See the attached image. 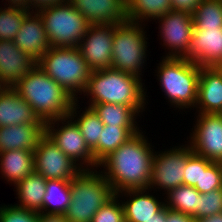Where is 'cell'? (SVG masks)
I'll return each mask as SVG.
<instances>
[{
  "label": "cell",
  "instance_id": "6da1fadb",
  "mask_svg": "<svg viewBox=\"0 0 222 222\" xmlns=\"http://www.w3.org/2000/svg\"><path fill=\"white\" fill-rule=\"evenodd\" d=\"M140 130L105 157L98 167L115 194L128 189H148L154 149Z\"/></svg>",
  "mask_w": 222,
  "mask_h": 222
},
{
  "label": "cell",
  "instance_id": "7a4b0ae2",
  "mask_svg": "<svg viewBox=\"0 0 222 222\" xmlns=\"http://www.w3.org/2000/svg\"><path fill=\"white\" fill-rule=\"evenodd\" d=\"M46 123L69 116L76 101L40 67L30 70L12 87Z\"/></svg>",
  "mask_w": 222,
  "mask_h": 222
},
{
  "label": "cell",
  "instance_id": "3957f363",
  "mask_svg": "<svg viewBox=\"0 0 222 222\" xmlns=\"http://www.w3.org/2000/svg\"><path fill=\"white\" fill-rule=\"evenodd\" d=\"M142 77L107 68L91 71L84 96H90L88 107L94 104L112 103L129 107H145L146 90ZM86 93V94H85Z\"/></svg>",
  "mask_w": 222,
  "mask_h": 222
},
{
  "label": "cell",
  "instance_id": "277c9868",
  "mask_svg": "<svg viewBox=\"0 0 222 222\" xmlns=\"http://www.w3.org/2000/svg\"><path fill=\"white\" fill-rule=\"evenodd\" d=\"M71 203L64 214L68 222H91L96 212L115 196L111 185L95 169H82L70 180Z\"/></svg>",
  "mask_w": 222,
  "mask_h": 222
},
{
  "label": "cell",
  "instance_id": "5b68a950",
  "mask_svg": "<svg viewBox=\"0 0 222 222\" xmlns=\"http://www.w3.org/2000/svg\"><path fill=\"white\" fill-rule=\"evenodd\" d=\"M157 67L159 84L170 104L179 109L195 108L201 66L186 58L163 57Z\"/></svg>",
  "mask_w": 222,
  "mask_h": 222
},
{
  "label": "cell",
  "instance_id": "8992f818",
  "mask_svg": "<svg viewBox=\"0 0 222 222\" xmlns=\"http://www.w3.org/2000/svg\"><path fill=\"white\" fill-rule=\"evenodd\" d=\"M37 66L75 100L86 88L91 73L77 47H50L38 60Z\"/></svg>",
  "mask_w": 222,
  "mask_h": 222
},
{
  "label": "cell",
  "instance_id": "52a82bcc",
  "mask_svg": "<svg viewBox=\"0 0 222 222\" xmlns=\"http://www.w3.org/2000/svg\"><path fill=\"white\" fill-rule=\"evenodd\" d=\"M51 47H78L90 24L68 1L38 12Z\"/></svg>",
  "mask_w": 222,
  "mask_h": 222
},
{
  "label": "cell",
  "instance_id": "ba28073f",
  "mask_svg": "<svg viewBox=\"0 0 222 222\" xmlns=\"http://www.w3.org/2000/svg\"><path fill=\"white\" fill-rule=\"evenodd\" d=\"M143 28L141 23L129 20L115 24L111 68L141 77L148 51Z\"/></svg>",
  "mask_w": 222,
  "mask_h": 222
},
{
  "label": "cell",
  "instance_id": "9c48e42d",
  "mask_svg": "<svg viewBox=\"0 0 222 222\" xmlns=\"http://www.w3.org/2000/svg\"><path fill=\"white\" fill-rule=\"evenodd\" d=\"M59 122L62 126L59 125ZM56 124L58 126H55ZM59 126L60 128H58ZM45 134L82 169H97L99 166L94 160V155L87 146L80 128L70 116L46 122Z\"/></svg>",
  "mask_w": 222,
  "mask_h": 222
},
{
  "label": "cell",
  "instance_id": "30bf717a",
  "mask_svg": "<svg viewBox=\"0 0 222 222\" xmlns=\"http://www.w3.org/2000/svg\"><path fill=\"white\" fill-rule=\"evenodd\" d=\"M192 153L189 144L172 147L164 152L155 151L149 189L161 188L168 194L174 188L183 185L185 165Z\"/></svg>",
  "mask_w": 222,
  "mask_h": 222
},
{
  "label": "cell",
  "instance_id": "8fae6325",
  "mask_svg": "<svg viewBox=\"0 0 222 222\" xmlns=\"http://www.w3.org/2000/svg\"><path fill=\"white\" fill-rule=\"evenodd\" d=\"M35 172L46 180H71L82 168L44 134L34 150Z\"/></svg>",
  "mask_w": 222,
  "mask_h": 222
},
{
  "label": "cell",
  "instance_id": "7c38bea8",
  "mask_svg": "<svg viewBox=\"0 0 222 222\" xmlns=\"http://www.w3.org/2000/svg\"><path fill=\"white\" fill-rule=\"evenodd\" d=\"M188 142L194 153L214 163L222 161V115L198 113Z\"/></svg>",
  "mask_w": 222,
  "mask_h": 222
},
{
  "label": "cell",
  "instance_id": "4fadbf2b",
  "mask_svg": "<svg viewBox=\"0 0 222 222\" xmlns=\"http://www.w3.org/2000/svg\"><path fill=\"white\" fill-rule=\"evenodd\" d=\"M158 20L163 45L169 49L165 58H186L194 26L192 14L170 10Z\"/></svg>",
  "mask_w": 222,
  "mask_h": 222
},
{
  "label": "cell",
  "instance_id": "5bb4252c",
  "mask_svg": "<svg viewBox=\"0 0 222 222\" xmlns=\"http://www.w3.org/2000/svg\"><path fill=\"white\" fill-rule=\"evenodd\" d=\"M115 24L90 25L78 45L91 71L110 68Z\"/></svg>",
  "mask_w": 222,
  "mask_h": 222
},
{
  "label": "cell",
  "instance_id": "9a60e30c",
  "mask_svg": "<svg viewBox=\"0 0 222 222\" xmlns=\"http://www.w3.org/2000/svg\"><path fill=\"white\" fill-rule=\"evenodd\" d=\"M186 59L201 67L222 64V28L199 30L193 26Z\"/></svg>",
  "mask_w": 222,
  "mask_h": 222
},
{
  "label": "cell",
  "instance_id": "2e32d148",
  "mask_svg": "<svg viewBox=\"0 0 222 222\" xmlns=\"http://www.w3.org/2000/svg\"><path fill=\"white\" fill-rule=\"evenodd\" d=\"M38 61L20 50L11 40H0V84L13 87Z\"/></svg>",
  "mask_w": 222,
  "mask_h": 222
},
{
  "label": "cell",
  "instance_id": "e0dca14e",
  "mask_svg": "<svg viewBox=\"0 0 222 222\" xmlns=\"http://www.w3.org/2000/svg\"><path fill=\"white\" fill-rule=\"evenodd\" d=\"M90 25L120 24L127 20L126 0H67Z\"/></svg>",
  "mask_w": 222,
  "mask_h": 222
},
{
  "label": "cell",
  "instance_id": "ac0fdd59",
  "mask_svg": "<svg viewBox=\"0 0 222 222\" xmlns=\"http://www.w3.org/2000/svg\"><path fill=\"white\" fill-rule=\"evenodd\" d=\"M22 124L45 125L40 117L12 87L0 92V127Z\"/></svg>",
  "mask_w": 222,
  "mask_h": 222
},
{
  "label": "cell",
  "instance_id": "d6986e66",
  "mask_svg": "<svg viewBox=\"0 0 222 222\" xmlns=\"http://www.w3.org/2000/svg\"><path fill=\"white\" fill-rule=\"evenodd\" d=\"M13 42L20 50L30 54L37 61L46 53L51 46L38 12L30 11L25 16Z\"/></svg>",
  "mask_w": 222,
  "mask_h": 222
},
{
  "label": "cell",
  "instance_id": "ffe728a7",
  "mask_svg": "<svg viewBox=\"0 0 222 222\" xmlns=\"http://www.w3.org/2000/svg\"><path fill=\"white\" fill-rule=\"evenodd\" d=\"M195 107L202 114L222 112V71L219 67H201Z\"/></svg>",
  "mask_w": 222,
  "mask_h": 222
},
{
  "label": "cell",
  "instance_id": "44dd1931",
  "mask_svg": "<svg viewBox=\"0 0 222 222\" xmlns=\"http://www.w3.org/2000/svg\"><path fill=\"white\" fill-rule=\"evenodd\" d=\"M149 190V188L128 189L115 194L119 199L123 197V194L124 196L127 195L126 197H132L125 202L120 200L125 222H148L165 205V202H160L154 195L150 194Z\"/></svg>",
  "mask_w": 222,
  "mask_h": 222
},
{
  "label": "cell",
  "instance_id": "7402d4cb",
  "mask_svg": "<svg viewBox=\"0 0 222 222\" xmlns=\"http://www.w3.org/2000/svg\"><path fill=\"white\" fill-rule=\"evenodd\" d=\"M45 134V125H11L0 127V152L9 150L34 151Z\"/></svg>",
  "mask_w": 222,
  "mask_h": 222
},
{
  "label": "cell",
  "instance_id": "603a6c76",
  "mask_svg": "<svg viewBox=\"0 0 222 222\" xmlns=\"http://www.w3.org/2000/svg\"><path fill=\"white\" fill-rule=\"evenodd\" d=\"M0 170L14 185L35 171L34 151L19 149L0 152Z\"/></svg>",
  "mask_w": 222,
  "mask_h": 222
},
{
  "label": "cell",
  "instance_id": "cb8c5ba5",
  "mask_svg": "<svg viewBox=\"0 0 222 222\" xmlns=\"http://www.w3.org/2000/svg\"><path fill=\"white\" fill-rule=\"evenodd\" d=\"M47 180L35 171L20 180L14 186L18 195L19 204L17 207L42 212L43 197L46 193Z\"/></svg>",
  "mask_w": 222,
  "mask_h": 222
},
{
  "label": "cell",
  "instance_id": "d4e9b609",
  "mask_svg": "<svg viewBox=\"0 0 222 222\" xmlns=\"http://www.w3.org/2000/svg\"><path fill=\"white\" fill-rule=\"evenodd\" d=\"M104 125L116 127H138L136 117L145 107H129L122 104L101 103L91 107Z\"/></svg>",
  "mask_w": 222,
  "mask_h": 222
},
{
  "label": "cell",
  "instance_id": "484cf974",
  "mask_svg": "<svg viewBox=\"0 0 222 222\" xmlns=\"http://www.w3.org/2000/svg\"><path fill=\"white\" fill-rule=\"evenodd\" d=\"M71 203L70 180H47L41 214L64 215ZM45 211V212H44Z\"/></svg>",
  "mask_w": 222,
  "mask_h": 222
},
{
  "label": "cell",
  "instance_id": "4316f807",
  "mask_svg": "<svg viewBox=\"0 0 222 222\" xmlns=\"http://www.w3.org/2000/svg\"><path fill=\"white\" fill-rule=\"evenodd\" d=\"M139 131V127H116L104 125L98 144L92 150L94 160L99 164L111 152L118 149Z\"/></svg>",
  "mask_w": 222,
  "mask_h": 222
},
{
  "label": "cell",
  "instance_id": "83f0119b",
  "mask_svg": "<svg viewBox=\"0 0 222 222\" xmlns=\"http://www.w3.org/2000/svg\"><path fill=\"white\" fill-rule=\"evenodd\" d=\"M79 100H76L69 112V116L74 120L77 126L80 128L81 134L85 139V142L89 149L92 151L98 144V140L100 139V134L104 129V124L100 120L99 116L94 112V110L90 107H85V111H83L79 116L77 114V109L79 105L77 104ZM76 114V115H75ZM78 116V117H77ZM77 117V119H76Z\"/></svg>",
  "mask_w": 222,
  "mask_h": 222
},
{
  "label": "cell",
  "instance_id": "f1b7e54d",
  "mask_svg": "<svg viewBox=\"0 0 222 222\" xmlns=\"http://www.w3.org/2000/svg\"><path fill=\"white\" fill-rule=\"evenodd\" d=\"M170 10L171 0H129L127 20L142 24L146 20L160 18Z\"/></svg>",
  "mask_w": 222,
  "mask_h": 222
},
{
  "label": "cell",
  "instance_id": "f546056e",
  "mask_svg": "<svg viewBox=\"0 0 222 222\" xmlns=\"http://www.w3.org/2000/svg\"><path fill=\"white\" fill-rule=\"evenodd\" d=\"M199 196L200 193L194 187L181 185L171 190L164 202L170 210L193 217L198 212Z\"/></svg>",
  "mask_w": 222,
  "mask_h": 222
},
{
  "label": "cell",
  "instance_id": "4dcf8cb0",
  "mask_svg": "<svg viewBox=\"0 0 222 222\" xmlns=\"http://www.w3.org/2000/svg\"><path fill=\"white\" fill-rule=\"evenodd\" d=\"M192 16L199 30L222 28V0H203Z\"/></svg>",
  "mask_w": 222,
  "mask_h": 222
},
{
  "label": "cell",
  "instance_id": "1f68e13d",
  "mask_svg": "<svg viewBox=\"0 0 222 222\" xmlns=\"http://www.w3.org/2000/svg\"><path fill=\"white\" fill-rule=\"evenodd\" d=\"M29 12L17 7L0 8V40L13 41Z\"/></svg>",
  "mask_w": 222,
  "mask_h": 222
},
{
  "label": "cell",
  "instance_id": "d6a6232c",
  "mask_svg": "<svg viewBox=\"0 0 222 222\" xmlns=\"http://www.w3.org/2000/svg\"><path fill=\"white\" fill-rule=\"evenodd\" d=\"M222 212V189L200 194L198 198V212L193 218H205Z\"/></svg>",
  "mask_w": 222,
  "mask_h": 222
},
{
  "label": "cell",
  "instance_id": "836d02e7",
  "mask_svg": "<svg viewBox=\"0 0 222 222\" xmlns=\"http://www.w3.org/2000/svg\"><path fill=\"white\" fill-rule=\"evenodd\" d=\"M212 162L196 153H192L186 162L183 185L200 186L201 169H206Z\"/></svg>",
  "mask_w": 222,
  "mask_h": 222
},
{
  "label": "cell",
  "instance_id": "e575fe53",
  "mask_svg": "<svg viewBox=\"0 0 222 222\" xmlns=\"http://www.w3.org/2000/svg\"><path fill=\"white\" fill-rule=\"evenodd\" d=\"M200 194L222 189V169L219 163L212 162L201 169L200 186L194 187Z\"/></svg>",
  "mask_w": 222,
  "mask_h": 222
},
{
  "label": "cell",
  "instance_id": "d590c367",
  "mask_svg": "<svg viewBox=\"0 0 222 222\" xmlns=\"http://www.w3.org/2000/svg\"><path fill=\"white\" fill-rule=\"evenodd\" d=\"M91 222H125L123 207L115 195L93 216Z\"/></svg>",
  "mask_w": 222,
  "mask_h": 222
},
{
  "label": "cell",
  "instance_id": "8d00e7d4",
  "mask_svg": "<svg viewBox=\"0 0 222 222\" xmlns=\"http://www.w3.org/2000/svg\"><path fill=\"white\" fill-rule=\"evenodd\" d=\"M39 213L17 207L2 205L0 207V222H38Z\"/></svg>",
  "mask_w": 222,
  "mask_h": 222
},
{
  "label": "cell",
  "instance_id": "74e56055",
  "mask_svg": "<svg viewBox=\"0 0 222 222\" xmlns=\"http://www.w3.org/2000/svg\"><path fill=\"white\" fill-rule=\"evenodd\" d=\"M203 0H171L172 10L193 14Z\"/></svg>",
  "mask_w": 222,
  "mask_h": 222
},
{
  "label": "cell",
  "instance_id": "f35d334b",
  "mask_svg": "<svg viewBox=\"0 0 222 222\" xmlns=\"http://www.w3.org/2000/svg\"><path fill=\"white\" fill-rule=\"evenodd\" d=\"M64 1L67 0H28L29 11L32 9L34 12L35 9V12H39L44 8L63 3Z\"/></svg>",
  "mask_w": 222,
  "mask_h": 222
},
{
  "label": "cell",
  "instance_id": "ab89813d",
  "mask_svg": "<svg viewBox=\"0 0 222 222\" xmlns=\"http://www.w3.org/2000/svg\"><path fill=\"white\" fill-rule=\"evenodd\" d=\"M166 222H195V219L190 215L173 211L167 208Z\"/></svg>",
  "mask_w": 222,
  "mask_h": 222
},
{
  "label": "cell",
  "instance_id": "60d3db41",
  "mask_svg": "<svg viewBox=\"0 0 222 222\" xmlns=\"http://www.w3.org/2000/svg\"><path fill=\"white\" fill-rule=\"evenodd\" d=\"M38 222H68L64 215L41 214Z\"/></svg>",
  "mask_w": 222,
  "mask_h": 222
},
{
  "label": "cell",
  "instance_id": "b9f144b4",
  "mask_svg": "<svg viewBox=\"0 0 222 222\" xmlns=\"http://www.w3.org/2000/svg\"><path fill=\"white\" fill-rule=\"evenodd\" d=\"M167 220V207L164 205L156 214L153 219L148 222H166Z\"/></svg>",
  "mask_w": 222,
  "mask_h": 222
},
{
  "label": "cell",
  "instance_id": "7bdbcfd3",
  "mask_svg": "<svg viewBox=\"0 0 222 222\" xmlns=\"http://www.w3.org/2000/svg\"><path fill=\"white\" fill-rule=\"evenodd\" d=\"M6 1H8L9 7H17L29 11L28 0H6Z\"/></svg>",
  "mask_w": 222,
  "mask_h": 222
},
{
  "label": "cell",
  "instance_id": "ee69618b",
  "mask_svg": "<svg viewBox=\"0 0 222 222\" xmlns=\"http://www.w3.org/2000/svg\"><path fill=\"white\" fill-rule=\"evenodd\" d=\"M195 222H222V212L205 218L196 219Z\"/></svg>",
  "mask_w": 222,
  "mask_h": 222
},
{
  "label": "cell",
  "instance_id": "f6af8a7d",
  "mask_svg": "<svg viewBox=\"0 0 222 222\" xmlns=\"http://www.w3.org/2000/svg\"><path fill=\"white\" fill-rule=\"evenodd\" d=\"M4 86L0 84V92L3 90Z\"/></svg>",
  "mask_w": 222,
  "mask_h": 222
}]
</instances>
